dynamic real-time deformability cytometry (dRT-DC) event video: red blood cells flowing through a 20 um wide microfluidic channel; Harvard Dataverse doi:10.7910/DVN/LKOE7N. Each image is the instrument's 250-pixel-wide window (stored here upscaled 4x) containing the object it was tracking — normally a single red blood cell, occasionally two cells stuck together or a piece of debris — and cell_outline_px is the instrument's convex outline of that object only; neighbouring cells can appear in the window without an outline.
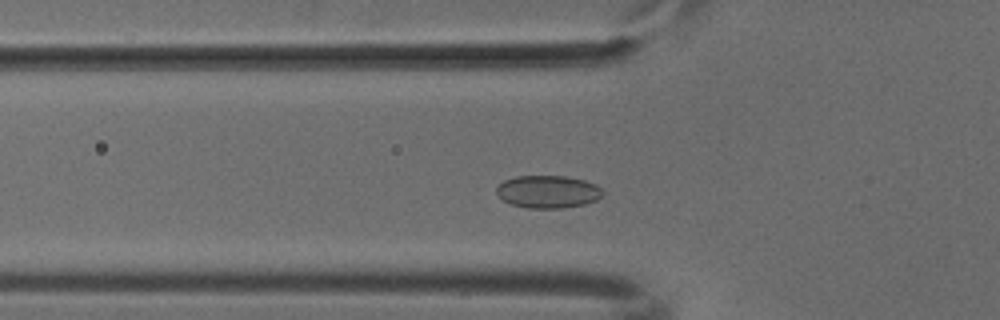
{"species": "common noctule bat (a hibernating species)", "species_latin": "Nyctalus noctula", "temperature_condition": "cold", "stored_images_in_passage": 39, "camera_frame_rate_fps": 3000, "um_per_image_px": 0.085, "animal": {"sex": "male", "body_mass_g": 18.8}, "frame": {"image": 1, "passage_image": 12, "time_ms": 3.667, "image_size_px": [1000, 320], "cell_outline_px": [[604, 192], [596, 200], [584, 204], [564, 208], [528, 208], [512, 204], [504, 200], [496, 192], [496, 188], [504, 180], [516, 176], [564, 176], [584, 180], [596, 184]], "centroid_in_image_um": [46.58, 16.29], "position_along_channel_um": 79.2, "area_um2": 20.06}}
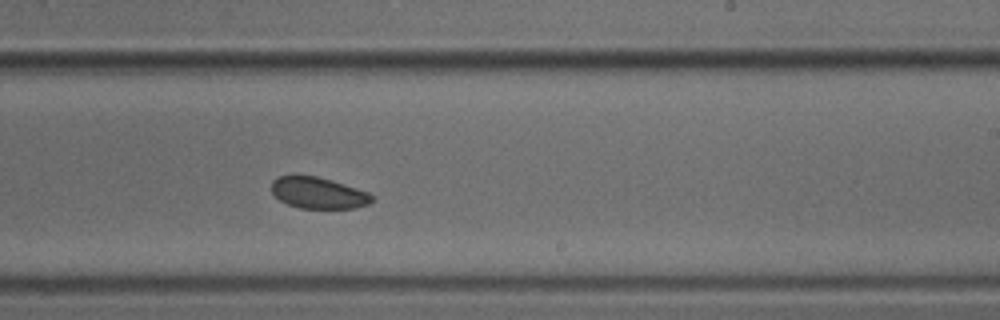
{"frame": {"image": 2, "passage_image": 26, "time_ms": 8.333, "image_size_px": [1000, 320], "cell_outline_px": [[372, 200], [368, 204], [356, 208], [300, 208], [288, 204], [280, 200], [272, 192], [272, 180], [276, 176], [292, 172], [316, 176], [356, 188], [368, 192], [372, 196]], "centroid_in_image_um": [26.97, 16.35], "position_along_channel_um": 262.0, "area_um2": 18.61}}
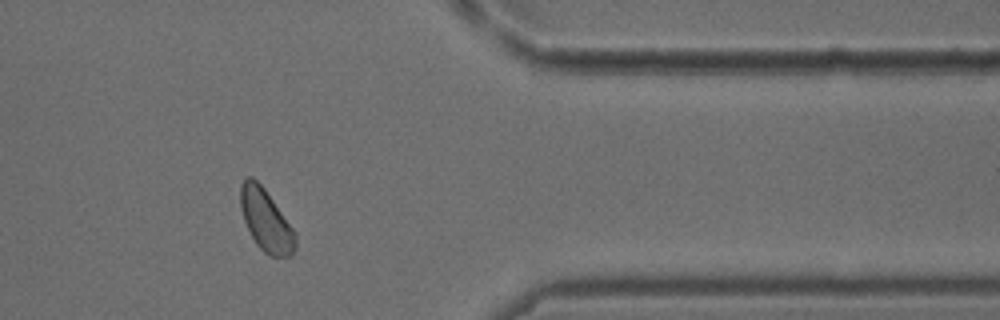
{"frame": {"image": 3, "passage_image": 37, "time_ms": 12.0, "image_size_px": [1000, 320], "cell_outline_px": [[296, 248], [292, 256], [272, 256], [264, 252], [256, 244], [244, 220], [240, 208], [240, 184], [248, 176], [252, 176], [264, 188], [296, 232]], "centroid_in_image_um": [22.61, 18.73], "position_along_channel_um": 388.8, "area_um2": 19.77}}